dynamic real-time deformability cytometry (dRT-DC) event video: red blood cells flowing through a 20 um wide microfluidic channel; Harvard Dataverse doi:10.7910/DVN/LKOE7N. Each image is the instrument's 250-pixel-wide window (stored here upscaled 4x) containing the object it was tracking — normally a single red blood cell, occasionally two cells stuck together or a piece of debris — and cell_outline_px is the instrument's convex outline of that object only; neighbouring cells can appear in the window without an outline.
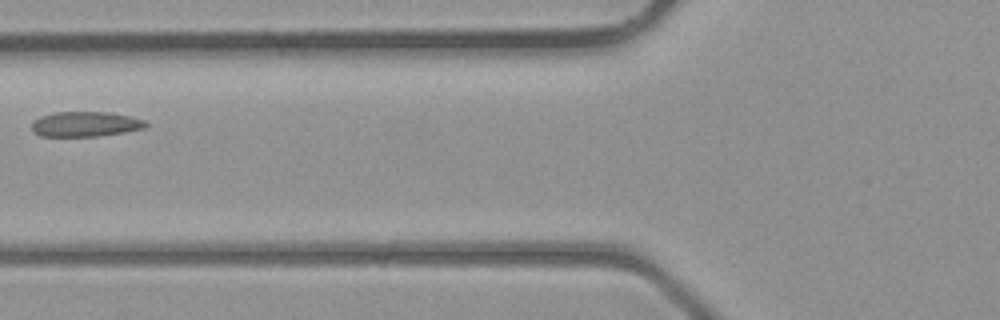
{"species": "common noctule bat (a hibernating species)", "species_latin": "Nyctalus noctula", "temperature_condition": "room temperature", "stored_images_in_passage": 4, "camera_frame_rate_fps": 3000, "um_per_image_px": 0.085, "animal": {"sex": "male", "body_mass_g": 23.1, "forearm_length_mm": 52.7}, "frame": {"image": 1, "passage_image": 4, "time_ms": 4.333, "image_size_px": [1000, 320], "cell_outline_px": [[148, 124], [144, 128], [124, 132], [100, 136], [40, 136], [32, 132], [32, 120], [40, 116], [56, 112], [108, 112], [128, 116], [144, 120]], "centroid_in_image_um": [7.21, 10.55], "position_along_channel_um": 118.6, "area_um2": 16.65}}